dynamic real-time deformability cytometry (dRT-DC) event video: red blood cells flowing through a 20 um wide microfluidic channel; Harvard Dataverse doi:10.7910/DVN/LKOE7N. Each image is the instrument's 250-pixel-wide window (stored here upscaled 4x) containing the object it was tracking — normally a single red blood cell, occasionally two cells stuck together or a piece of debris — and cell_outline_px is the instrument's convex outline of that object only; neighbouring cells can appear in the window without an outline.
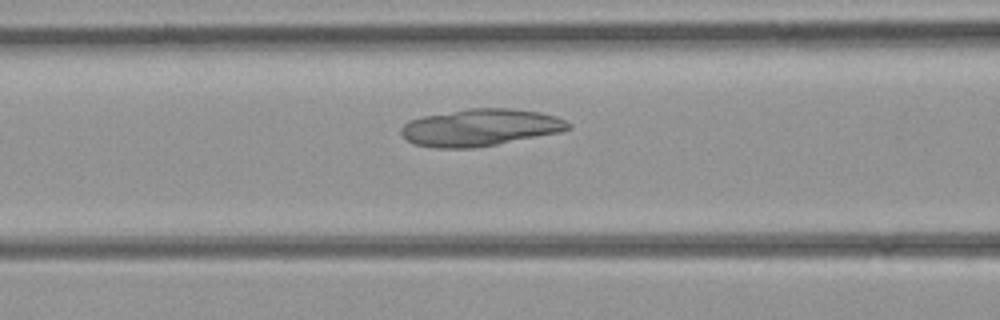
{"species": "common noctule bat (a hibernating species)", "species_latin": "Nyctalus noctula", "temperature_condition": "room temperature", "stored_images_in_passage": 34, "camera_frame_rate_fps": 3000, "um_per_image_px": 0.085, "animal": {"sex": "female", "body_mass_g": 21.9}, "frame": {"image": 1, "passage_image": 8, "time_ms": 2.333, "image_size_px": [1000, 320], "cell_outline_px": [[572, 128], [560, 132], [496, 144], [472, 148], [436, 148], [412, 144], [400, 132], [400, 128], [408, 120], [424, 116], [468, 108], [508, 108], [540, 112], [556, 116], [572, 124]], "centroid_in_image_um": [40.81, 10.83], "position_along_channel_um": 125.8, "area_um2": 36.07}}
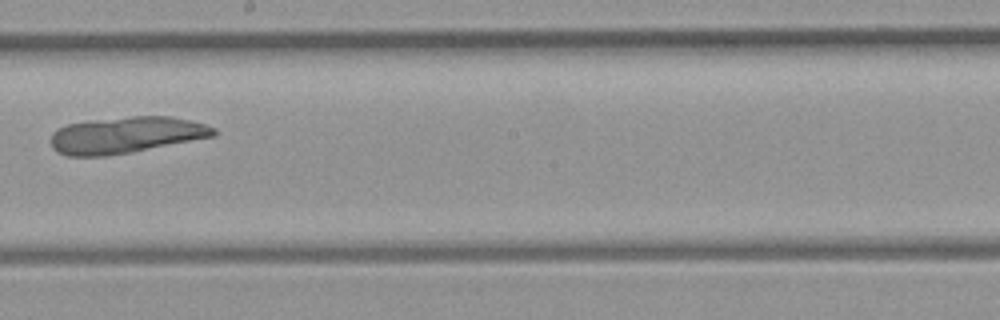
{"frame": {"image": 2, "passage_image": 15, "time_ms": 4.667, "image_size_px": [1000, 320], "cell_outline_px": [[216, 136], [108, 156], [68, 156], [56, 152], [52, 148], [52, 132], [56, 128], [68, 124], [88, 120], [132, 116], [172, 116], [192, 120], [216, 128]], "centroid_in_image_um": [10.7, 11.47], "position_along_channel_um": 237.5, "area_um2": 34.8}}
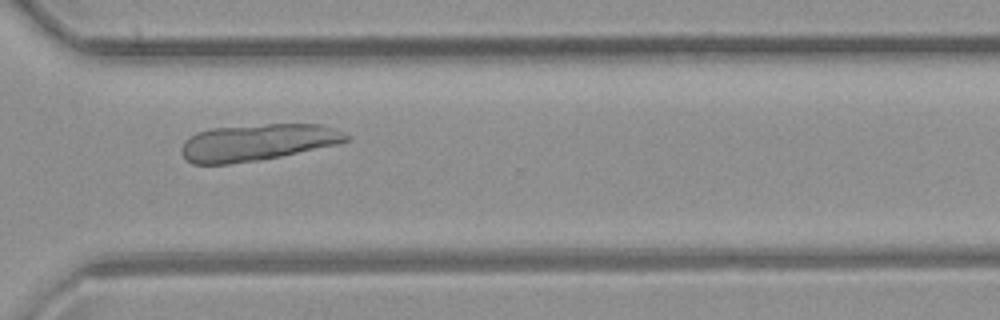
{"frame": {"image": 3, "passage_image": 22, "time_ms": 7.0, "image_size_px": [1000, 320], "cell_outline_px": [[352, 140], [336, 144], [280, 156], [260, 160], [228, 164], [192, 164], [184, 156], [180, 148], [184, 140], [196, 132], [212, 128], [264, 124], [320, 124], [344, 132], [352, 136]], "centroid_in_image_um": [21.87, 12.1], "position_along_channel_um": 348.7, "area_um2": 35.26}}